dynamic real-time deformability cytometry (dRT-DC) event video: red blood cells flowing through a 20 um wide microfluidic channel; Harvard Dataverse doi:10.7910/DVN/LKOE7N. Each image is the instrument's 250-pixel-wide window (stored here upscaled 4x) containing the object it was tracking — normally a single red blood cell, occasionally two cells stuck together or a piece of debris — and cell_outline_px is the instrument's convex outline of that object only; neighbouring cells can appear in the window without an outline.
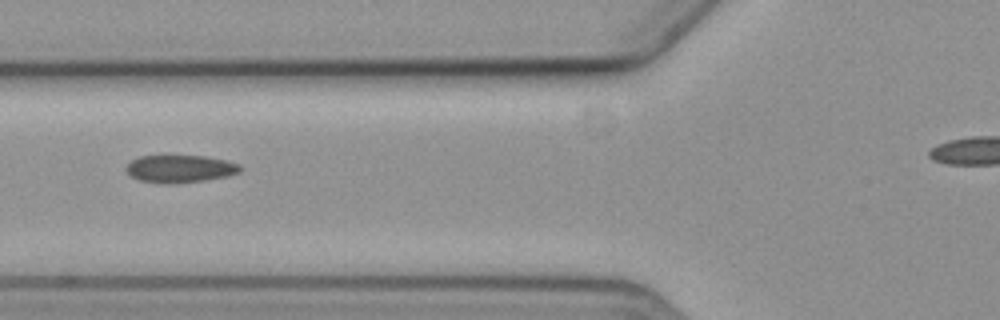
{"species": "common noctule bat (a hibernating species)", "species_latin": "Nyctalus noctula", "temperature_condition": "cold", "stored_images_in_passage": 5, "camera_frame_rate_fps": 3000, "um_per_image_px": 0.085, "animal": {"sex": "female", "body_mass_g": 19.3, "forearm_length_mm": 54.1}, "frame": {"image": 1, "passage_image": 2, "time_ms": 1.333, "image_size_px": [1000, 320], "cell_outline_px": [[244, 168], [240, 172], [228, 176], [204, 180], [172, 184], [160, 184], [140, 180], [132, 176], [124, 168], [132, 160], [140, 156], [204, 156], [224, 160], [240, 164]], "centroid_in_image_um": [15.33, 14.35], "position_along_channel_um": 110.5, "area_um2": 18.32}}
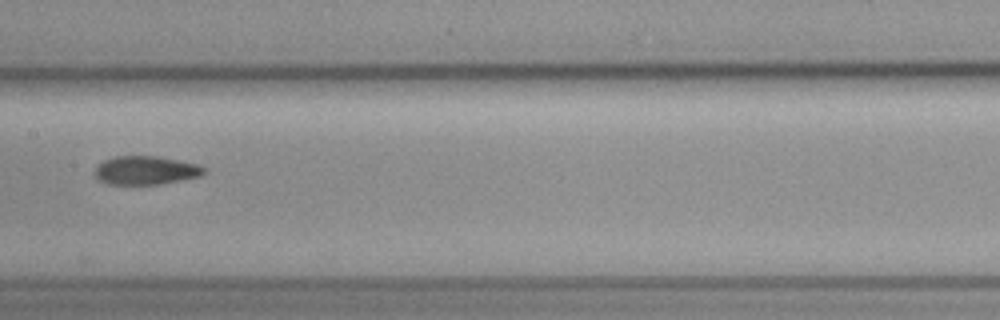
{"frame": {"image": 2, "passage_image": 4, "time_ms": 3.667, "image_size_px": [1000, 320], "cell_outline_px": [[204, 172], [200, 176], [160, 184], [108, 184], [96, 180], [96, 168], [104, 160], [116, 156], [156, 156], [196, 164], [204, 168]], "centroid_in_image_um": [12.35, 14.48], "position_along_channel_um": 195.1, "area_um2": 17.86}}
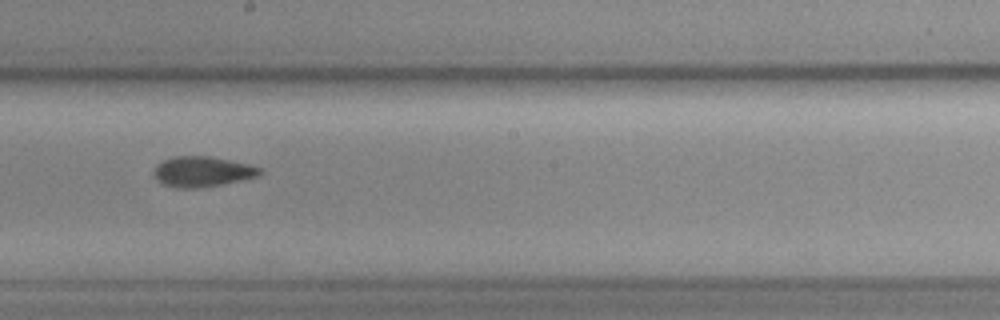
{"frame": {"image": 3, "passage_image": 5, "time_ms": 4.667, "image_size_px": [1000, 320], "cell_outline_px": [[264, 172], [256, 176], [240, 180], [220, 184], [192, 188], [176, 188], [164, 184], [152, 172], [156, 164], [164, 160], [176, 156], [212, 156], [248, 164], [260, 168]], "centroid_in_image_um": [17.18, 14.57], "position_along_channel_um": 231.0, "area_um2": 18.44}}